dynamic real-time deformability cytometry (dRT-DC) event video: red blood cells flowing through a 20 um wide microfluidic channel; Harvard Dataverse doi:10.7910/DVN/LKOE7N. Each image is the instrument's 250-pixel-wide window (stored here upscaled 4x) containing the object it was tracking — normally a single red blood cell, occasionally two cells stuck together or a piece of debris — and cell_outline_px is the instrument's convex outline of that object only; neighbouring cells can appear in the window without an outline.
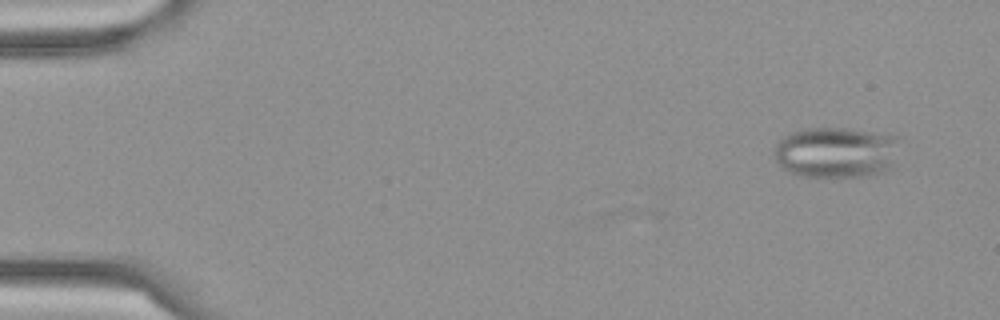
{"species": "Egyptian fruit bat (a non-hibernating species)", "species_latin": "Rousettus aegyptiacus", "temperature_condition": "cold", "stored_images_in_passage": 7, "camera_frame_rate_fps": 3000, "um_per_image_px": 0.085, "frame": {"image": 1, "passage_image": 1, "time_ms": 0.0, "image_size_px": [1000, 320], "cell_outline_px": [[896, 168], [888, 172], [868, 176], [804, 176], [788, 172], [780, 168], [772, 156], [776, 144], [784, 136], [792, 132], [808, 128], [844, 128], [896, 136]], "centroid_in_image_um": [71.06, 12.98], "position_along_channel_um": 13.9, "area_um2": 37.57}}